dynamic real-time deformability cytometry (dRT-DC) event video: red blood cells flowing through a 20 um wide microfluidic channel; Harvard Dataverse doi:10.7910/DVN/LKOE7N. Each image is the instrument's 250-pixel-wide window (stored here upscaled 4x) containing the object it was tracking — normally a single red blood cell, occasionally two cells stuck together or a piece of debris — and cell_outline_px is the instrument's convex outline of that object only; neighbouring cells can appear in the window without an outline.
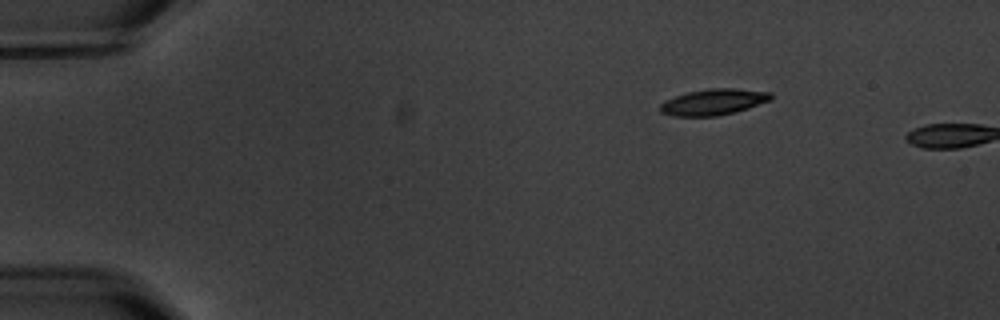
{"species": "common noctule bat (a hibernating species)", "species_latin": "Nyctalus noctula", "temperature_condition": "warm", "stored_images_in_passage": 4, "segment_of_instrument_passage": [2, 2], "camera_frame_rate_fps": 3000, "um_per_image_px": 0.085, "animal": {"sex": "male", "body_mass_g": 20.1, "forearm_length_mm": 53.5}, "frame": {"image": 1, "passage_image": 4, "time_ms": 4.667, "image_size_px": [1000, 320], "cell_outline_px": [[772, 100], [748, 108], [716, 116], [672, 116], [660, 112], [660, 104], [664, 100], [688, 92], [708, 88], [736, 88], [772, 92]], "centroid_in_image_um": [60.65, 8.66], "position_along_channel_um": 24.3, "area_um2": 16.88}}